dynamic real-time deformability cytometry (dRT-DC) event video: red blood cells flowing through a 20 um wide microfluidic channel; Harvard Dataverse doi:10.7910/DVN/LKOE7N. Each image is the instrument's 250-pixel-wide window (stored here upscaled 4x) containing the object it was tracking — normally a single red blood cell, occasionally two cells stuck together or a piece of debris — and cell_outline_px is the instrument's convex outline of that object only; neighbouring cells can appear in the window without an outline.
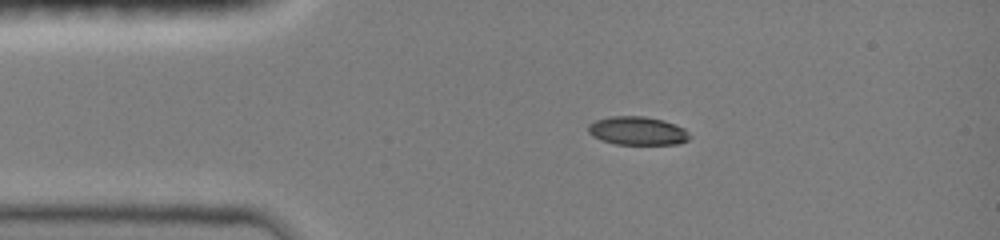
{"species": "common noctule bat (a hibernating species)", "species_latin": "Nyctalus noctula", "temperature_condition": "room temperature", "stored_images_in_passage": 39, "camera_frame_rate_fps": 3000, "um_per_image_px": 0.085, "animal": {"sex": "female", "body_mass_g": 19.0, "forearm_length_mm": 51.5}, "frame": {"image": 1, "passage_image": 1, "time_ms": 0.0, "image_size_px": [1000, 240], "cell_outline_px": [[692, 136], [688, 140], [680, 144], [616, 144], [600, 140], [592, 136], [588, 132], [588, 124], [596, 120], [608, 116], [644, 116], [664, 120], [684, 128]], "centroid_in_image_um": [54.18, 11.12], "position_along_channel_um": 30.8, "area_um2": 16.99}}
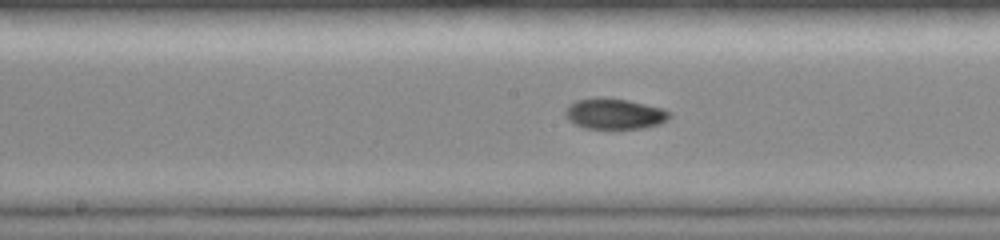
{"frame": {"image": 2, "passage_image": 16, "time_ms": 5.0, "image_size_px": [1000, 240], "cell_outline_px": [[672, 116], [668, 120], [660, 124], [644, 128], [584, 128], [568, 120], [564, 112], [568, 104], [576, 100], [596, 96], [628, 100], [664, 108]], "centroid_in_image_um": [52.23, 9.65], "position_along_channel_um": 196.0, "area_um2": 18.84}}
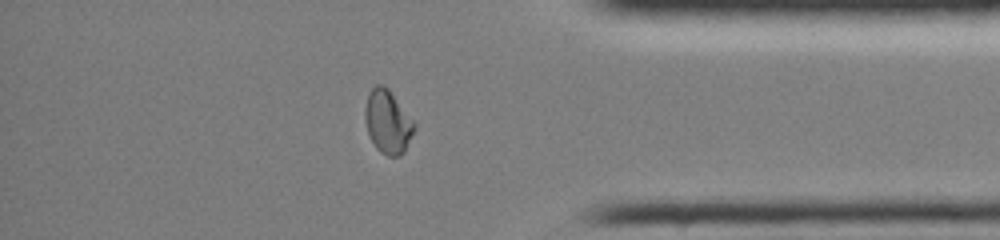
{"frame": {"image": 3, "passage_image": 32, "time_ms": 10.333, "image_size_px": [1000, 240], "cell_outline_px": [[416, 128], [404, 152], [400, 156], [388, 156], [380, 152], [376, 148], [368, 132], [364, 120], [364, 108], [368, 92], [376, 84], [384, 84], [388, 88], [416, 124]], "centroid_in_image_um": [32.95, 10.34], "position_along_channel_um": 402.3, "area_um2": 18.32}, "authors_computed_cell_mechanics": {"area_um2": 18.3226, "velocity_mm_per_s": 4.0353, "shape_relaxation_time_tau1_ms": null, "shape_relaxation_time_tau2_ms": 2.1298, "deformation_change_tau1": null, "deformation_change_tau2": 0.0411}}